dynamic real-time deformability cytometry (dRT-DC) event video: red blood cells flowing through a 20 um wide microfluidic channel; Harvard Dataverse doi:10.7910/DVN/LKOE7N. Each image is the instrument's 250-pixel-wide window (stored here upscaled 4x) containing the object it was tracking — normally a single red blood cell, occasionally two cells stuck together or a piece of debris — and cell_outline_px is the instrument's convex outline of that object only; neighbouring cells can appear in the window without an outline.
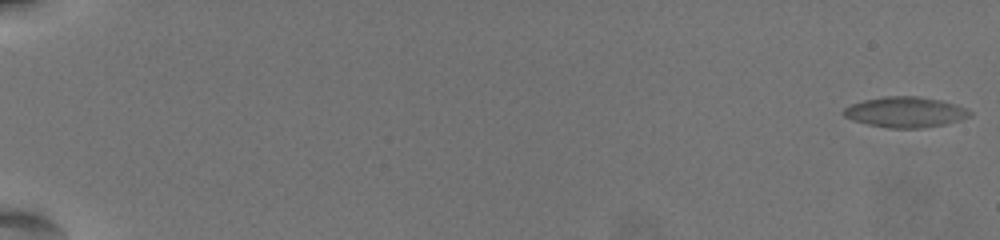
{"species": "common noctule bat (a hibernating species)", "species_latin": "Nyctalus noctula", "temperature_condition": "warm", "stored_images_in_passage": 63, "camera_frame_rate_fps": 3000, "um_per_image_px": 0.085, "animal": {"sex": "female", "body_mass_g": 19.5, "forearm_length_mm": 54.1}, "frame": {"image": 1, "passage_image": 1, "time_ms": 0.0, "image_size_px": [1000, 240], "cell_outline_px": [[972, 116], [944, 124], [924, 128], [888, 128], [868, 124], [852, 120], [844, 116], [844, 108], [852, 104], [864, 100], [884, 96], [920, 96], [940, 100], [956, 104], [972, 112]], "centroid_in_image_um": [76.96, 9.53], "position_along_channel_um": 8.0, "area_um2": 22.37}}
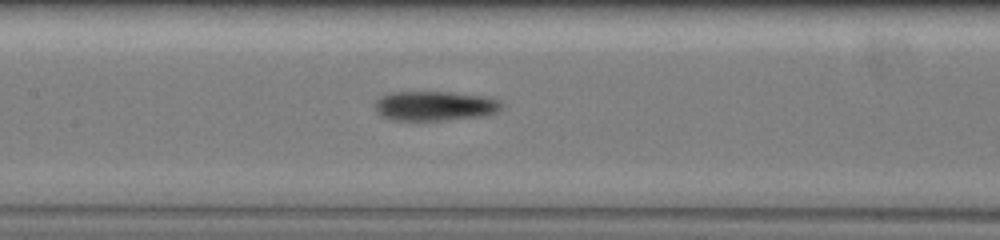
{"frame": {"image": 2, "passage_image": 34, "time_ms": 11.0, "image_size_px": [1000, 240], "cell_outline_px": [[504, 104], [496, 112], [484, 116], [444, 120], [388, 120], [380, 116], [376, 112], [376, 100], [380, 96], [388, 92], [448, 92], [488, 96], [500, 100]], "centroid_in_image_um": [36.95, 9.0], "position_along_channel_um": 170.5, "area_um2": 22.14}}
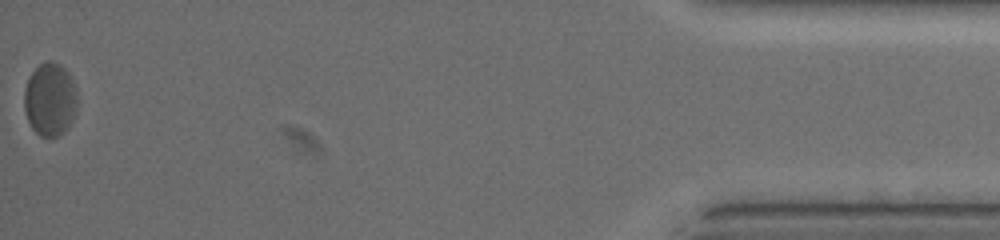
{"frame": {"image": 3, "passage_image": 63, "time_ms": 20.667, "image_size_px": [1000, 240], "cell_outline_px": [[76, 112], [68, 128], [60, 136], [40, 136], [32, 128], [28, 120], [24, 108], [24, 92], [28, 80], [32, 72], [44, 60], [52, 60], [60, 64], [68, 72], [76, 88]], "centroid_in_image_um": [4.26, 8.44], "position_along_channel_um": 430.9, "area_um2": 22.72}, "authors_computed_cell_mechanics": {"area_um2": 21.2126, "velocity_mm_per_s": 3.5106, "shape_relaxation_time_tau1_ms": 4.8433, "shape_relaxation_time_tau2_ms": 2.6036, "deformation_change_tau1": 0.1556, "deformation_change_tau2": 0.0981}}